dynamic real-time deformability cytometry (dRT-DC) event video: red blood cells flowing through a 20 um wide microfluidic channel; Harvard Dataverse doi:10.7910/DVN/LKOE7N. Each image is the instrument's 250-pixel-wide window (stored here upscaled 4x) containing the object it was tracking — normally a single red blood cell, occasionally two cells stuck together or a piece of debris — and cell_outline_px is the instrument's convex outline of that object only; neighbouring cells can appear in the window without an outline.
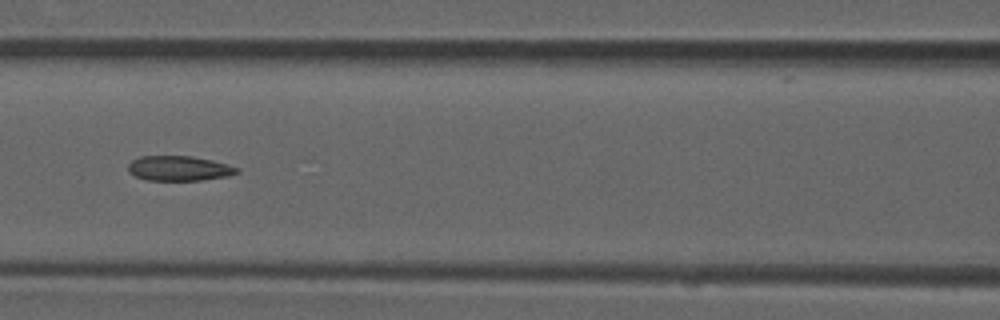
{"species": "common noctule bat (a hibernating species)", "species_latin": "Nyctalus noctula", "temperature_condition": "room temperature", "stored_images_in_passage": 8, "camera_frame_rate_fps": 3000, "um_per_image_px": 0.085, "animal": {"sex": "male", "forearm_length_mm": 52.5}, "frame": {"image": 1, "passage_image": 5, "time_ms": 1.333, "image_size_px": [1000, 320], "cell_outline_px": [[240, 172], [228, 176], [200, 180], [148, 180], [136, 176], [128, 172], [128, 164], [132, 160], [140, 156], [192, 156], [212, 160], [228, 164], [240, 168]], "centroid_in_image_um": [15.24, 14.3], "position_along_channel_um": 151.4, "area_um2": 15.84}}
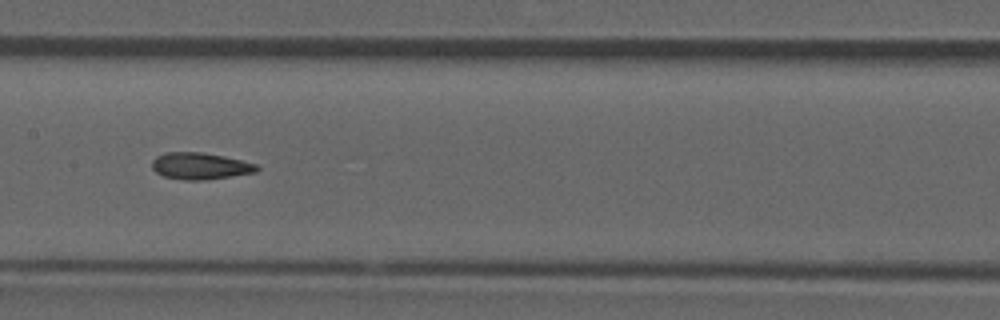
{"frame": {"image": 2, "passage_image": 6, "time_ms": 1.667, "image_size_px": [1000, 320], "cell_outline_px": [[260, 168], [256, 172], [232, 176], [204, 180], [184, 180], [164, 176], [156, 172], [152, 168], [152, 160], [156, 156], [164, 152], [200, 152], [224, 156], [256, 164]], "centroid_in_image_um": [16.99, 14.11], "position_along_channel_um": 190.4, "area_um2": 16.3}}
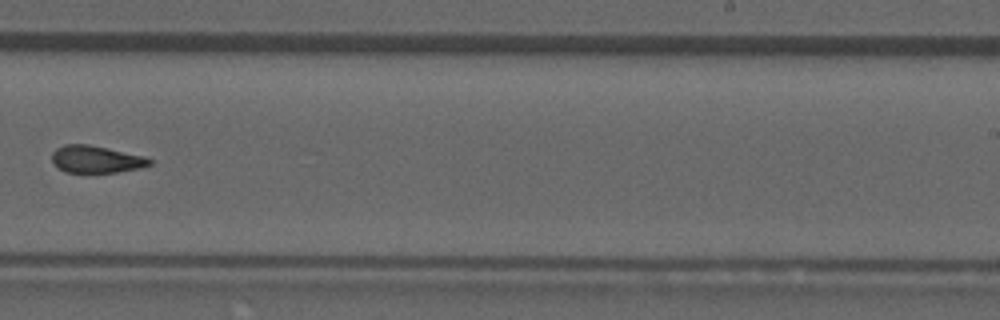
{"frame": {"image": 3, "passage_image": 8, "time_ms": 2.333, "image_size_px": [1000, 320], "cell_outline_px": [[152, 164], [140, 168], [116, 172], [64, 172], [52, 160], [52, 152], [56, 148], [64, 144], [88, 144], [108, 148], [144, 156], [152, 160]], "centroid_in_image_um": [8.17, 13.53], "position_along_channel_um": 280.8, "area_um2": 15.37}}